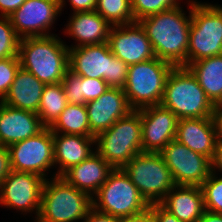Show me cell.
Returning a JSON list of instances; mask_svg holds the SVG:
<instances>
[{"label":"cell","instance_id":"obj_1","mask_svg":"<svg viewBox=\"0 0 222 222\" xmlns=\"http://www.w3.org/2000/svg\"><path fill=\"white\" fill-rule=\"evenodd\" d=\"M188 2H190L188 3V16L182 9L183 7L179 6L138 21L151 42L155 56L174 67L187 65L191 0Z\"/></svg>","mask_w":222,"mask_h":222},{"label":"cell","instance_id":"obj_2","mask_svg":"<svg viewBox=\"0 0 222 222\" xmlns=\"http://www.w3.org/2000/svg\"><path fill=\"white\" fill-rule=\"evenodd\" d=\"M55 35L27 37L19 41L20 67L45 85L59 83L69 70V48Z\"/></svg>","mask_w":222,"mask_h":222},{"label":"cell","instance_id":"obj_3","mask_svg":"<svg viewBox=\"0 0 222 222\" xmlns=\"http://www.w3.org/2000/svg\"><path fill=\"white\" fill-rule=\"evenodd\" d=\"M160 105L178 119L212 117L215 107L185 66L173 67L169 73Z\"/></svg>","mask_w":222,"mask_h":222},{"label":"cell","instance_id":"obj_4","mask_svg":"<svg viewBox=\"0 0 222 222\" xmlns=\"http://www.w3.org/2000/svg\"><path fill=\"white\" fill-rule=\"evenodd\" d=\"M92 209V198L70 185L63 177H47L43 184L41 206L34 222H78Z\"/></svg>","mask_w":222,"mask_h":222},{"label":"cell","instance_id":"obj_5","mask_svg":"<svg viewBox=\"0 0 222 222\" xmlns=\"http://www.w3.org/2000/svg\"><path fill=\"white\" fill-rule=\"evenodd\" d=\"M141 135L140 113L132 110L95 137V151L114 169L123 168L135 155L142 152Z\"/></svg>","mask_w":222,"mask_h":222},{"label":"cell","instance_id":"obj_6","mask_svg":"<svg viewBox=\"0 0 222 222\" xmlns=\"http://www.w3.org/2000/svg\"><path fill=\"white\" fill-rule=\"evenodd\" d=\"M69 70L87 78L103 79L110 87L123 88L128 65L117 58L108 43L69 48Z\"/></svg>","mask_w":222,"mask_h":222},{"label":"cell","instance_id":"obj_7","mask_svg":"<svg viewBox=\"0 0 222 222\" xmlns=\"http://www.w3.org/2000/svg\"><path fill=\"white\" fill-rule=\"evenodd\" d=\"M191 1L187 64L222 55V5Z\"/></svg>","mask_w":222,"mask_h":222},{"label":"cell","instance_id":"obj_8","mask_svg":"<svg viewBox=\"0 0 222 222\" xmlns=\"http://www.w3.org/2000/svg\"><path fill=\"white\" fill-rule=\"evenodd\" d=\"M173 67L157 57L129 65L123 90L130 107L138 110L160 105L167 77Z\"/></svg>","mask_w":222,"mask_h":222},{"label":"cell","instance_id":"obj_9","mask_svg":"<svg viewBox=\"0 0 222 222\" xmlns=\"http://www.w3.org/2000/svg\"><path fill=\"white\" fill-rule=\"evenodd\" d=\"M150 204L122 168L114 169L92 197V208L118 218L138 214Z\"/></svg>","mask_w":222,"mask_h":222},{"label":"cell","instance_id":"obj_10","mask_svg":"<svg viewBox=\"0 0 222 222\" xmlns=\"http://www.w3.org/2000/svg\"><path fill=\"white\" fill-rule=\"evenodd\" d=\"M122 169L149 204L160 203L176 185L160 153L140 152Z\"/></svg>","mask_w":222,"mask_h":222},{"label":"cell","instance_id":"obj_11","mask_svg":"<svg viewBox=\"0 0 222 222\" xmlns=\"http://www.w3.org/2000/svg\"><path fill=\"white\" fill-rule=\"evenodd\" d=\"M8 150L12 170L34 173L46 180L47 171L55 168L54 140L49 127L33 137L9 145Z\"/></svg>","mask_w":222,"mask_h":222},{"label":"cell","instance_id":"obj_12","mask_svg":"<svg viewBox=\"0 0 222 222\" xmlns=\"http://www.w3.org/2000/svg\"><path fill=\"white\" fill-rule=\"evenodd\" d=\"M44 182L45 179L37 174L11 170L0 185V205L16 209L25 216L33 212L36 220Z\"/></svg>","mask_w":222,"mask_h":222},{"label":"cell","instance_id":"obj_13","mask_svg":"<svg viewBox=\"0 0 222 222\" xmlns=\"http://www.w3.org/2000/svg\"><path fill=\"white\" fill-rule=\"evenodd\" d=\"M176 185L201 186L212 173L211 159L172 140L160 152Z\"/></svg>","mask_w":222,"mask_h":222},{"label":"cell","instance_id":"obj_14","mask_svg":"<svg viewBox=\"0 0 222 222\" xmlns=\"http://www.w3.org/2000/svg\"><path fill=\"white\" fill-rule=\"evenodd\" d=\"M61 13L60 0H25L9 18L20 39L44 37L55 35L50 29Z\"/></svg>","mask_w":222,"mask_h":222},{"label":"cell","instance_id":"obj_15","mask_svg":"<svg viewBox=\"0 0 222 222\" xmlns=\"http://www.w3.org/2000/svg\"><path fill=\"white\" fill-rule=\"evenodd\" d=\"M107 43L110 51L128 66L156 57L139 22L112 26Z\"/></svg>","mask_w":222,"mask_h":222},{"label":"cell","instance_id":"obj_16","mask_svg":"<svg viewBox=\"0 0 222 222\" xmlns=\"http://www.w3.org/2000/svg\"><path fill=\"white\" fill-rule=\"evenodd\" d=\"M142 123V152L160 153L177 133V116L161 105L137 110Z\"/></svg>","mask_w":222,"mask_h":222},{"label":"cell","instance_id":"obj_17","mask_svg":"<svg viewBox=\"0 0 222 222\" xmlns=\"http://www.w3.org/2000/svg\"><path fill=\"white\" fill-rule=\"evenodd\" d=\"M91 134L96 137L109 129L118 119L128 115L130 107L123 88L109 87L99 98L86 104Z\"/></svg>","mask_w":222,"mask_h":222},{"label":"cell","instance_id":"obj_18","mask_svg":"<svg viewBox=\"0 0 222 222\" xmlns=\"http://www.w3.org/2000/svg\"><path fill=\"white\" fill-rule=\"evenodd\" d=\"M45 126L37 113L11 107L0 101V145H9L33 137Z\"/></svg>","mask_w":222,"mask_h":222},{"label":"cell","instance_id":"obj_19","mask_svg":"<svg viewBox=\"0 0 222 222\" xmlns=\"http://www.w3.org/2000/svg\"><path fill=\"white\" fill-rule=\"evenodd\" d=\"M71 15L68 24L64 25V33L76 42L75 45L67 46L68 48L107 43L112 25L98 12H75Z\"/></svg>","mask_w":222,"mask_h":222},{"label":"cell","instance_id":"obj_20","mask_svg":"<svg viewBox=\"0 0 222 222\" xmlns=\"http://www.w3.org/2000/svg\"><path fill=\"white\" fill-rule=\"evenodd\" d=\"M54 140V165L58 171L53 177L62 176L71 167L78 165L95 153V137L52 133ZM58 165V166H57Z\"/></svg>","mask_w":222,"mask_h":222},{"label":"cell","instance_id":"obj_21","mask_svg":"<svg viewBox=\"0 0 222 222\" xmlns=\"http://www.w3.org/2000/svg\"><path fill=\"white\" fill-rule=\"evenodd\" d=\"M175 140L212 160L217 143L212 117L179 119Z\"/></svg>","mask_w":222,"mask_h":222},{"label":"cell","instance_id":"obj_22","mask_svg":"<svg viewBox=\"0 0 222 222\" xmlns=\"http://www.w3.org/2000/svg\"><path fill=\"white\" fill-rule=\"evenodd\" d=\"M113 170L114 168L95 152L88 159L71 167L61 177L92 198Z\"/></svg>","mask_w":222,"mask_h":222},{"label":"cell","instance_id":"obj_23","mask_svg":"<svg viewBox=\"0 0 222 222\" xmlns=\"http://www.w3.org/2000/svg\"><path fill=\"white\" fill-rule=\"evenodd\" d=\"M160 204L183 222H199L205 210L200 186L175 185Z\"/></svg>","mask_w":222,"mask_h":222},{"label":"cell","instance_id":"obj_24","mask_svg":"<svg viewBox=\"0 0 222 222\" xmlns=\"http://www.w3.org/2000/svg\"><path fill=\"white\" fill-rule=\"evenodd\" d=\"M45 84L21 67L1 102L22 110L38 112Z\"/></svg>","mask_w":222,"mask_h":222},{"label":"cell","instance_id":"obj_25","mask_svg":"<svg viewBox=\"0 0 222 222\" xmlns=\"http://www.w3.org/2000/svg\"><path fill=\"white\" fill-rule=\"evenodd\" d=\"M207 98L214 106L222 103V55L212 56L187 64Z\"/></svg>","mask_w":222,"mask_h":222},{"label":"cell","instance_id":"obj_26","mask_svg":"<svg viewBox=\"0 0 222 222\" xmlns=\"http://www.w3.org/2000/svg\"><path fill=\"white\" fill-rule=\"evenodd\" d=\"M49 128L52 133L94 137L90 132L85 105L68 103L57 120Z\"/></svg>","mask_w":222,"mask_h":222},{"label":"cell","instance_id":"obj_27","mask_svg":"<svg viewBox=\"0 0 222 222\" xmlns=\"http://www.w3.org/2000/svg\"><path fill=\"white\" fill-rule=\"evenodd\" d=\"M67 105L61 82L45 85L37 112L41 123L45 127H50Z\"/></svg>","mask_w":222,"mask_h":222},{"label":"cell","instance_id":"obj_28","mask_svg":"<svg viewBox=\"0 0 222 222\" xmlns=\"http://www.w3.org/2000/svg\"><path fill=\"white\" fill-rule=\"evenodd\" d=\"M95 11L112 26L135 22L131 0H97Z\"/></svg>","mask_w":222,"mask_h":222},{"label":"cell","instance_id":"obj_29","mask_svg":"<svg viewBox=\"0 0 222 222\" xmlns=\"http://www.w3.org/2000/svg\"><path fill=\"white\" fill-rule=\"evenodd\" d=\"M200 187L205 210L222 213V176L212 172Z\"/></svg>","mask_w":222,"mask_h":222},{"label":"cell","instance_id":"obj_30","mask_svg":"<svg viewBox=\"0 0 222 222\" xmlns=\"http://www.w3.org/2000/svg\"><path fill=\"white\" fill-rule=\"evenodd\" d=\"M19 41L10 18L0 16V60L18 57Z\"/></svg>","mask_w":222,"mask_h":222},{"label":"cell","instance_id":"obj_31","mask_svg":"<svg viewBox=\"0 0 222 222\" xmlns=\"http://www.w3.org/2000/svg\"><path fill=\"white\" fill-rule=\"evenodd\" d=\"M179 0H131V8L135 22L142 18L157 14L171 8H177L181 4Z\"/></svg>","mask_w":222,"mask_h":222},{"label":"cell","instance_id":"obj_32","mask_svg":"<svg viewBox=\"0 0 222 222\" xmlns=\"http://www.w3.org/2000/svg\"><path fill=\"white\" fill-rule=\"evenodd\" d=\"M19 68V57L0 60V101L6 96Z\"/></svg>","mask_w":222,"mask_h":222},{"label":"cell","instance_id":"obj_33","mask_svg":"<svg viewBox=\"0 0 222 222\" xmlns=\"http://www.w3.org/2000/svg\"><path fill=\"white\" fill-rule=\"evenodd\" d=\"M61 84L64 89V95L68 103L85 105L84 98H81V76L67 71Z\"/></svg>","mask_w":222,"mask_h":222},{"label":"cell","instance_id":"obj_34","mask_svg":"<svg viewBox=\"0 0 222 222\" xmlns=\"http://www.w3.org/2000/svg\"><path fill=\"white\" fill-rule=\"evenodd\" d=\"M109 87L103 79L81 76V98H84L86 103L99 98Z\"/></svg>","mask_w":222,"mask_h":222},{"label":"cell","instance_id":"obj_35","mask_svg":"<svg viewBox=\"0 0 222 222\" xmlns=\"http://www.w3.org/2000/svg\"><path fill=\"white\" fill-rule=\"evenodd\" d=\"M152 210L154 222H183L165 209L160 203H153L149 206Z\"/></svg>","mask_w":222,"mask_h":222},{"label":"cell","instance_id":"obj_36","mask_svg":"<svg viewBox=\"0 0 222 222\" xmlns=\"http://www.w3.org/2000/svg\"><path fill=\"white\" fill-rule=\"evenodd\" d=\"M61 2V11L65 7V0H60ZM70 6L75 12H85V11H94L96 9L97 0H68Z\"/></svg>","mask_w":222,"mask_h":222},{"label":"cell","instance_id":"obj_37","mask_svg":"<svg viewBox=\"0 0 222 222\" xmlns=\"http://www.w3.org/2000/svg\"><path fill=\"white\" fill-rule=\"evenodd\" d=\"M11 170L8 147L0 145V185Z\"/></svg>","mask_w":222,"mask_h":222},{"label":"cell","instance_id":"obj_38","mask_svg":"<svg viewBox=\"0 0 222 222\" xmlns=\"http://www.w3.org/2000/svg\"><path fill=\"white\" fill-rule=\"evenodd\" d=\"M25 0H0V16H11Z\"/></svg>","mask_w":222,"mask_h":222},{"label":"cell","instance_id":"obj_39","mask_svg":"<svg viewBox=\"0 0 222 222\" xmlns=\"http://www.w3.org/2000/svg\"><path fill=\"white\" fill-rule=\"evenodd\" d=\"M82 222H119V218L97 212L92 208Z\"/></svg>","mask_w":222,"mask_h":222},{"label":"cell","instance_id":"obj_40","mask_svg":"<svg viewBox=\"0 0 222 222\" xmlns=\"http://www.w3.org/2000/svg\"><path fill=\"white\" fill-rule=\"evenodd\" d=\"M212 120L215 127L216 142L222 143V106L216 105L214 107Z\"/></svg>","mask_w":222,"mask_h":222},{"label":"cell","instance_id":"obj_41","mask_svg":"<svg viewBox=\"0 0 222 222\" xmlns=\"http://www.w3.org/2000/svg\"><path fill=\"white\" fill-rule=\"evenodd\" d=\"M119 222H154L151 208L127 217L119 218Z\"/></svg>","mask_w":222,"mask_h":222},{"label":"cell","instance_id":"obj_42","mask_svg":"<svg viewBox=\"0 0 222 222\" xmlns=\"http://www.w3.org/2000/svg\"><path fill=\"white\" fill-rule=\"evenodd\" d=\"M212 163V172L217 173L218 171L222 173V143H216L215 153L213 159L211 160Z\"/></svg>","mask_w":222,"mask_h":222},{"label":"cell","instance_id":"obj_43","mask_svg":"<svg viewBox=\"0 0 222 222\" xmlns=\"http://www.w3.org/2000/svg\"><path fill=\"white\" fill-rule=\"evenodd\" d=\"M199 222H222V213L204 210Z\"/></svg>","mask_w":222,"mask_h":222}]
</instances>
